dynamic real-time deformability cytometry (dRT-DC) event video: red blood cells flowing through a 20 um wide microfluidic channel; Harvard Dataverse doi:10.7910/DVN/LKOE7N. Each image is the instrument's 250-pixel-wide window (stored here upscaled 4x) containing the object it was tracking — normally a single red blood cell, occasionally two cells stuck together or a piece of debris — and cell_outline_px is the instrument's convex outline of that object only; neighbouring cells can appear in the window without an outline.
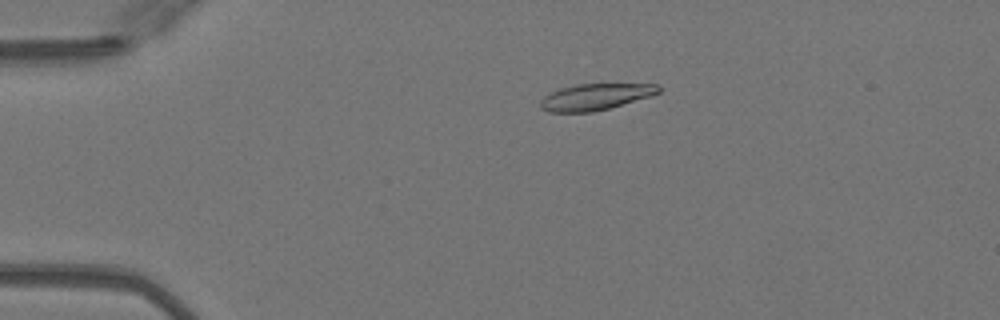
{"species": "Egyptian fruit bat (a non-hibernating species)", "species_latin": "Rousettus aegyptiacus", "temperature_condition": "warm", "stored_images_in_passage": 16, "camera_frame_rate_fps": 3000, "um_per_image_px": 0.085, "animal": {"sex": "female"}, "frame": {"image": 1, "passage_image": 11, "time_ms": 3.333, "image_size_px": [1000, 320], "cell_outline_px": [[660, 92], [652, 96], [608, 108], [592, 112], [548, 112], [540, 108], [540, 100], [544, 96], [560, 88], [576, 84], [660, 84]], "centroid_in_image_um": [50.6, 8.23], "position_along_channel_um": 34.4, "area_um2": 18.15}}